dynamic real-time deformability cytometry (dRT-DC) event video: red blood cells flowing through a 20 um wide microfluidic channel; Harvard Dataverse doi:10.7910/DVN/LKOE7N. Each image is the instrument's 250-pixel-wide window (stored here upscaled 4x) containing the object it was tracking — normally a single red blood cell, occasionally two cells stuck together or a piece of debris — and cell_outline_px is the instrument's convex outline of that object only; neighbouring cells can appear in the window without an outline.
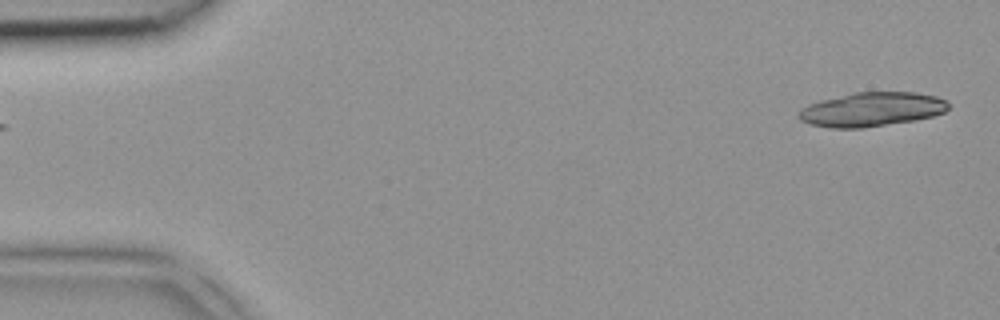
{"species": "common noctule bat (a hibernating species)", "species_latin": "Nyctalus noctula", "temperature_condition": "room temperature", "stored_images_in_passage": 2, "segment_of_instrument_passage": [2, 2], "camera_frame_rate_fps": 3000, "um_per_image_px": 0.085, "animal": {"sex": "female", "body_mass_g": 18.4}, "frame": {"image": 1, "passage_image": 2, "time_ms": 0.333, "image_size_px": [1000, 320], "cell_outline_px": [[948, 108], [944, 112], [932, 116], [916, 120], [860, 128], [828, 128], [808, 124], [800, 120], [796, 116], [800, 108], [808, 104], [820, 100], [852, 92], [916, 92], [936, 96], [948, 100]], "centroid_in_image_um": [74.05, 9.29], "position_along_channel_um": 11.0, "area_um2": 30.11}}